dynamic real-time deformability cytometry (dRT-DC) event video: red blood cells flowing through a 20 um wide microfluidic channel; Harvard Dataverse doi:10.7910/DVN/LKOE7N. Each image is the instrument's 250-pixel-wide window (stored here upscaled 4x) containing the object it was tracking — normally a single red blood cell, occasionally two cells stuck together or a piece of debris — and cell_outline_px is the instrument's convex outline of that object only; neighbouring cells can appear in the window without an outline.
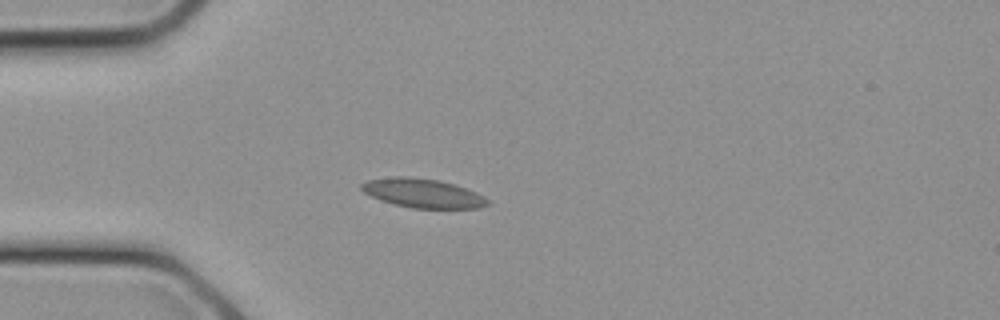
{"species": "common noctule bat (a hibernating species)", "species_latin": "Nyctalus noctula", "temperature_condition": "cold", "stored_images_in_passage": 11, "camera_frame_rate_fps": 3000, "um_per_image_px": 0.085, "animal": {"sex": "female", "body_mass_g": 21.9}, "frame": {"image": 1, "passage_image": 7, "time_ms": 2.0, "image_size_px": [1000, 320], "cell_outline_px": [[492, 204], [480, 208], [412, 208], [380, 200], [364, 192], [360, 188], [360, 184], [368, 180], [392, 176], [408, 176], [440, 180], [476, 192], [484, 196]], "centroid_in_image_um": [35.95, 16.42], "position_along_channel_um": 49.1, "area_um2": 21.33}}
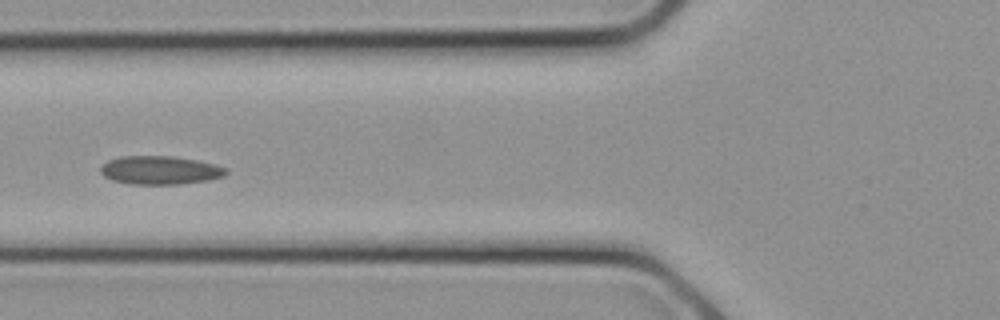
{"frame": {"image": 2, "passage_image": 10, "time_ms": 3.0, "image_size_px": [1000, 320], "cell_outline_px": [[228, 172], [224, 176], [208, 180], [180, 184], [128, 184], [112, 180], [104, 176], [100, 172], [100, 168], [108, 160], [120, 156], [172, 156], [196, 160], [228, 168]], "centroid_in_image_um": [13.59, 14.47], "position_along_channel_um": 112.2, "area_um2": 20.81}}